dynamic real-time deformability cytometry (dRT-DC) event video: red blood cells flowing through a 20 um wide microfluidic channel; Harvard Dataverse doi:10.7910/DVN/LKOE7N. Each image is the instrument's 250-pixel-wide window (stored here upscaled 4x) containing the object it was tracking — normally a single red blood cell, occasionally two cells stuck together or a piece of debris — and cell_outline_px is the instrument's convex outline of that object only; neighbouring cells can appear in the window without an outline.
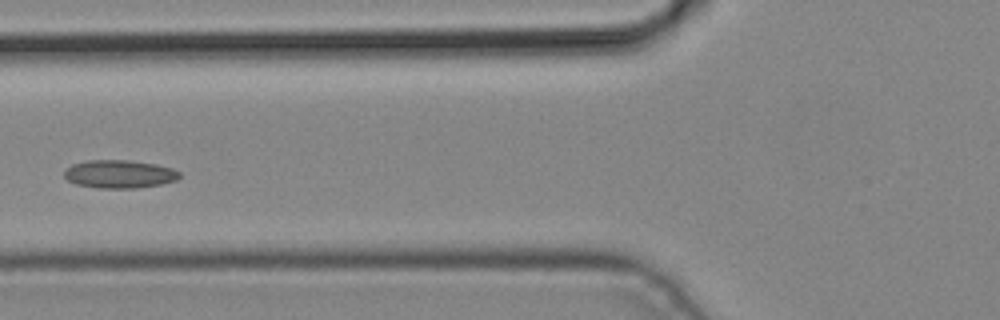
{"species": "common noctule bat (a hibernating species)", "species_latin": "Nyctalus noctula", "temperature_condition": "cold", "stored_images_in_passage": 3, "camera_frame_rate_fps": 3000, "um_per_image_px": 0.085, "animal": {"sex": "male", "body_mass_g": 19.2, "forearm_length_mm": 51.8}, "frame": {"image": 1, "passage_image": 2, "time_ms": 0.333, "image_size_px": [1000, 320], "cell_outline_px": [[180, 176], [176, 180], [160, 184], [136, 188], [100, 188], [76, 184], [68, 180], [64, 176], [64, 172], [72, 164], [88, 160], [128, 160], [156, 164], [172, 168], [180, 172]], "centroid_in_image_um": [10.15, 14.79], "position_along_channel_um": 115.6, "area_um2": 18.79}}
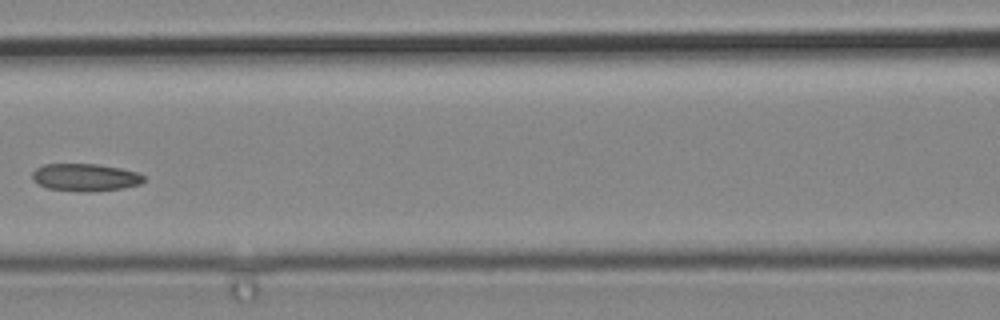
{"frame": {"image": 2, "passage_image": 3, "time_ms": 0.667, "image_size_px": [1000, 320], "cell_outline_px": [[144, 180], [140, 184], [124, 188], [88, 192], [84, 192], [48, 188], [32, 180], [32, 172], [36, 168], [44, 164], [96, 164], [120, 168], [136, 172], [144, 176]], "centroid_in_image_um": [7.24, 15.07], "position_along_channel_um": 159.4, "area_um2": 17.8}}